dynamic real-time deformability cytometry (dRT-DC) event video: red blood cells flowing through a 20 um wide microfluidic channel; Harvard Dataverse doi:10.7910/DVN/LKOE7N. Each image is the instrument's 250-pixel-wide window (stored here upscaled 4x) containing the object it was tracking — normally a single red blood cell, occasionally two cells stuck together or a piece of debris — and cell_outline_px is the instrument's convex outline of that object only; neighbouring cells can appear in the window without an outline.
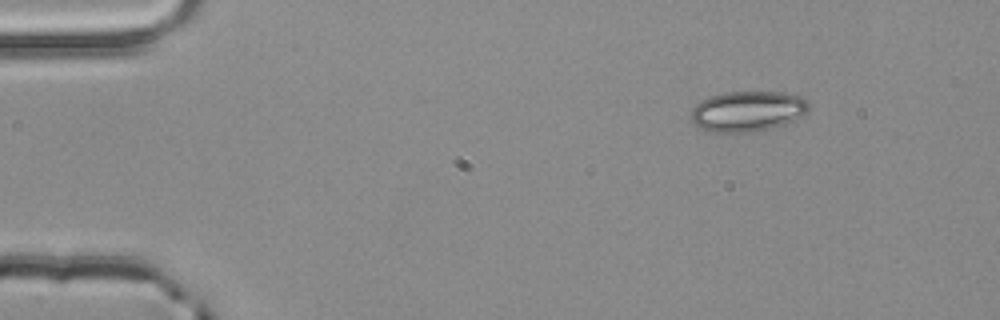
{"species": "common noctule bat (a hibernating species)", "species_latin": "Nyctalus noctula", "temperature_condition": "room temperature", "stored_images_in_passage": 3, "camera_frame_rate_fps": 3000, "um_per_image_px": 0.085, "animal": {"sex": "male", "body_mass_g": 20.4}, "frame": {"image": 1, "passage_image": 1, "time_ms": 0.0, "image_size_px": [1000, 320], "cell_outline_px": [[808, 108], [800, 116], [784, 124], [760, 132], [712, 132], [696, 128], [692, 120], [692, 108], [700, 100], [724, 92], [784, 92], [800, 96], [808, 100]], "centroid_in_image_um": [63.51, 9.46], "position_along_channel_um": 21.5, "area_um2": 27.86}}